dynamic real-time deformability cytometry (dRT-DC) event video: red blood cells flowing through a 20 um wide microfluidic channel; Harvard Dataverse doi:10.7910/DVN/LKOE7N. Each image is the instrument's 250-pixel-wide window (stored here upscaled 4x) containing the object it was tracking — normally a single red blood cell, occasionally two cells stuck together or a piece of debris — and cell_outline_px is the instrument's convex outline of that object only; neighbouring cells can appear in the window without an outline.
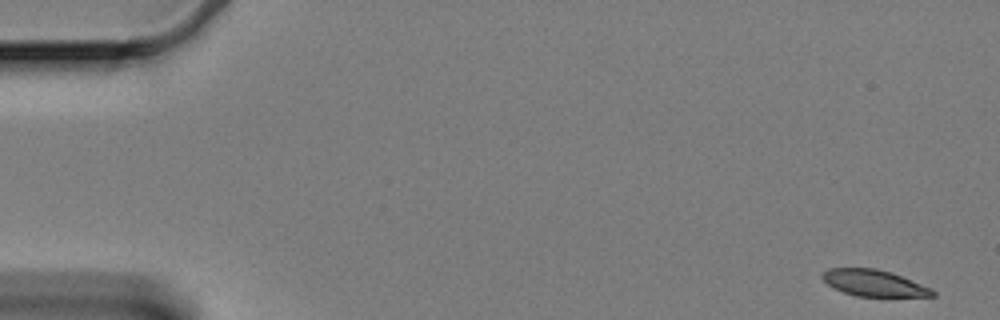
{"species": "Egyptian fruit bat (a non-hibernating species)", "species_latin": "Rousettus aegyptiacus", "temperature_condition": "cold", "stored_images_in_passage": 55, "camera_frame_rate_fps": 3000, "um_per_image_px": 0.085, "animal": {"sex": "female"}, "frame": {"image": 1, "passage_image": 1, "time_ms": 0.0, "image_size_px": [1000, 320], "cell_outline_px": [[936, 296], [856, 296], [832, 288], [820, 276], [828, 268], [876, 268], [892, 272], [932, 288], [936, 292]], "centroid_in_image_um": [74.29, 24.05], "position_along_channel_um": 10.7, "area_um2": 16.99}}
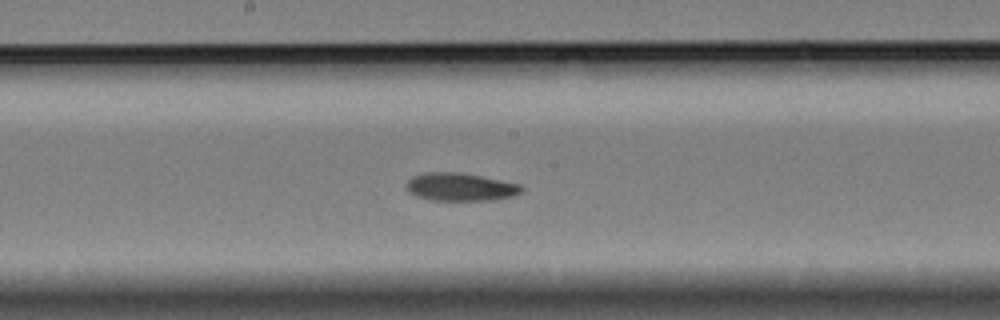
{"frame": {"image": 2, "passage_image": 31, "time_ms": 10.0, "image_size_px": [1000, 320], "cell_outline_px": [[524, 192], [516, 196], [488, 200], [432, 200], [416, 196], [408, 188], [408, 180], [412, 176], [424, 172], [460, 172], [520, 184], [524, 188]], "centroid_in_image_um": [39.19, 15.89], "position_along_channel_um": 209.0, "area_um2": 18.67}}
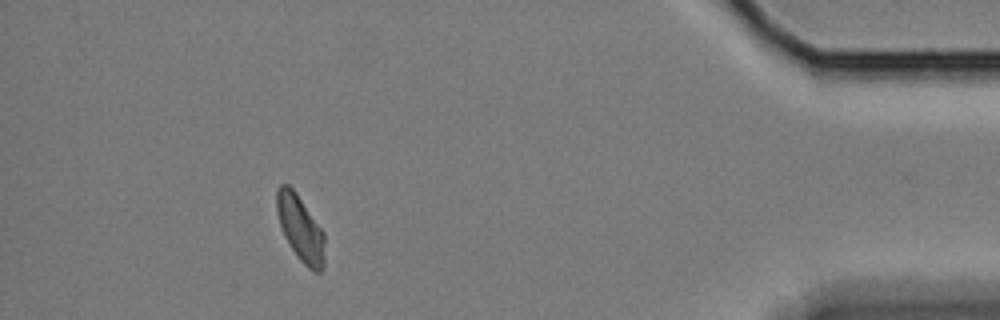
{"frame": {"image": 3, "passage_image": 54, "time_ms": 17.667, "image_size_px": [1000, 320], "cell_outline_px": [[324, 268], [320, 272], [316, 272], [308, 268], [300, 260], [284, 236], [280, 224], [276, 208], [276, 188], [280, 184], [288, 184], [296, 192], [324, 232]], "centroid_in_image_um": [25.53, 19.4], "position_along_channel_um": 409.7, "area_um2": 18.32}}